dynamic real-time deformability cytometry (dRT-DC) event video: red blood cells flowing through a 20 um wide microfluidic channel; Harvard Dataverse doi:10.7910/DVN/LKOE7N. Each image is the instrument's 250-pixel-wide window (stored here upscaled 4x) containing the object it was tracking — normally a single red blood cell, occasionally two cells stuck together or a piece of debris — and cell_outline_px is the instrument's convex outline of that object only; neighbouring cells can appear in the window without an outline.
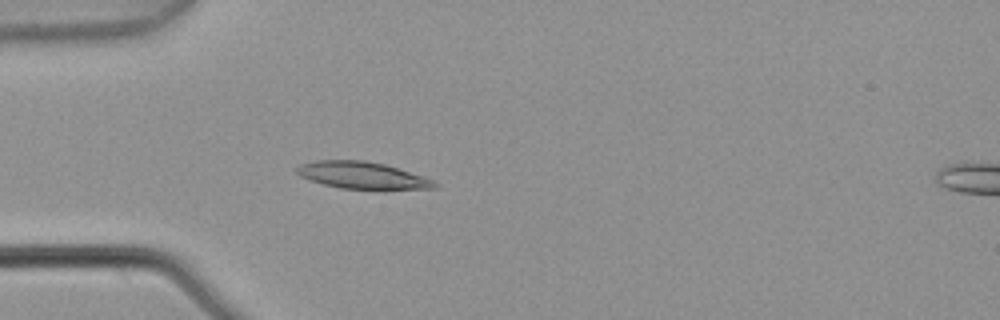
{"species": "common noctule bat (a hibernating species)", "species_latin": "Nyctalus noctula", "temperature_condition": "warm", "stored_images_in_passage": 3, "camera_frame_rate_fps": 3000, "um_per_image_px": 0.085, "animal": {"sex": "male", "body_mass_g": 21.5, "forearm_length_mm": 52.0}, "frame": {"image": 1, "passage_image": 3, "time_ms": 0.667, "image_size_px": [1000, 320], "cell_outline_px": [[440, 184], [436, 188], [340, 188], [308, 180], [300, 176], [296, 172], [296, 168], [300, 164], [316, 160], [364, 160], [384, 164], [432, 180]], "centroid_in_image_um": [30.7, 14.88], "position_along_channel_um": 54.3, "area_um2": 21.04}}